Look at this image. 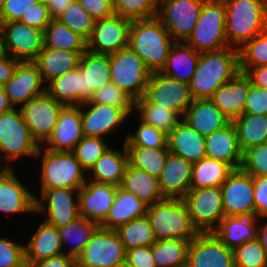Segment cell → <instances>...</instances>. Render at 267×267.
<instances>
[{
    "instance_id": "22",
    "label": "cell",
    "mask_w": 267,
    "mask_h": 267,
    "mask_svg": "<svg viewBox=\"0 0 267 267\" xmlns=\"http://www.w3.org/2000/svg\"><path fill=\"white\" fill-rule=\"evenodd\" d=\"M17 178L12 166L0 169V211L10 214L35 212V195Z\"/></svg>"
},
{
    "instance_id": "43",
    "label": "cell",
    "mask_w": 267,
    "mask_h": 267,
    "mask_svg": "<svg viewBox=\"0 0 267 267\" xmlns=\"http://www.w3.org/2000/svg\"><path fill=\"white\" fill-rule=\"evenodd\" d=\"M43 35L46 47L70 51L87 50V41L56 19L51 20Z\"/></svg>"
},
{
    "instance_id": "25",
    "label": "cell",
    "mask_w": 267,
    "mask_h": 267,
    "mask_svg": "<svg viewBox=\"0 0 267 267\" xmlns=\"http://www.w3.org/2000/svg\"><path fill=\"white\" fill-rule=\"evenodd\" d=\"M193 163L169 153L159 178V188L164 198L183 199L191 189Z\"/></svg>"
},
{
    "instance_id": "38",
    "label": "cell",
    "mask_w": 267,
    "mask_h": 267,
    "mask_svg": "<svg viewBox=\"0 0 267 267\" xmlns=\"http://www.w3.org/2000/svg\"><path fill=\"white\" fill-rule=\"evenodd\" d=\"M232 122L242 153L253 146L267 143V115L243 113Z\"/></svg>"
},
{
    "instance_id": "23",
    "label": "cell",
    "mask_w": 267,
    "mask_h": 267,
    "mask_svg": "<svg viewBox=\"0 0 267 267\" xmlns=\"http://www.w3.org/2000/svg\"><path fill=\"white\" fill-rule=\"evenodd\" d=\"M81 108L82 105L62 108L52 135L44 144L46 149L56 152H72L76 144L84 137Z\"/></svg>"
},
{
    "instance_id": "2",
    "label": "cell",
    "mask_w": 267,
    "mask_h": 267,
    "mask_svg": "<svg viewBox=\"0 0 267 267\" xmlns=\"http://www.w3.org/2000/svg\"><path fill=\"white\" fill-rule=\"evenodd\" d=\"M171 38L157 16L135 20L131 21L128 47L143 60L151 73L160 72L175 41Z\"/></svg>"
},
{
    "instance_id": "9",
    "label": "cell",
    "mask_w": 267,
    "mask_h": 267,
    "mask_svg": "<svg viewBox=\"0 0 267 267\" xmlns=\"http://www.w3.org/2000/svg\"><path fill=\"white\" fill-rule=\"evenodd\" d=\"M183 201L199 233H213L225 216L220 186L190 189Z\"/></svg>"
},
{
    "instance_id": "44",
    "label": "cell",
    "mask_w": 267,
    "mask_h": 267,
    "mask_svg": "<svg viewBox=\"0 0 267 267\" xmlns=\"http://www.w3.org/2000/svg\"><path fill=\"white\" fill-rule=\"evenodd\" d=\"M129 155V163L140 170L148 172L151 176L160 178L166 160L169 155V149L165 148L151 149L142 146H126Z\"/></svg>"
},
{
    "instance_id": "60",
    "label": "cell",
    "mask_w": 267,
    "mask_h": 267,
    "mask_svg": "<svg viewBox=\"0 0 267 267\" xmlns=\"http://www.w3.org/2000/svg\"><path fill=\"white\" fill-rule=\"evenodd\" d=\"M125 260L133 267H156L151 247H135L126 250Z\"/></svg>"
},
{
    "instance_id": "67",
    "label": "cell",
    "mask_w": 267,
    "mask_h": 267,
    "mask_svg": "<svg viewBox=\"0 0 267 267\" xmlns=\"http://www.w3.org/2000/svg\"><path fill=\"white\" fill-rule=\"evenodd\" d=\"M8 55L6 51V46H5V37H4V32L0 31V57H4Z\"/></svg>"
},
{
    "instance_id": "30",
    "label": "cell",
    "mask_w": 267,
    "mask_h": 267,
    "mask_svg": "<svg viewBox=\"0 0 267 267\" xmlns=\"http://www.w3.org/2000/svg\"><path fill=\"white\" fill-rule=\"evenodd\" d=\"M148 204L137 196L117 186L113 205L100 227L116 230L132 220L146 216Z\"/></svg>"
},
{
    "instance_id": "66",
    "label": "cell",
    "mask_w": 267,
    "mask_h": 267,
    "mask_svg": "<svg viewBox=\"0 0 267 267\" xmlns=\"http://www.w3.org/2000/svg\"><path fill=\"white\" fill-rule=\"evenodd\" d=\"M257 238L260 240L261 244L267 250V223L259 226Z\"/></svg>"
},
{
    "instance_id": "24",
    "label": "cell",
    "mask_w": 267,
    "mask_h": 267,
    "mask_svg": "<svg viewBox=\"0 0 267 267\" xmlns=\"http://www.w3.org/2000/svg\"><path fill=\"white\" fill-rule=\"evenodd\" d=\"M250 89V79L239 72L232 80L221 85L210 100L230 121H233L243 114Z\"/></svg>"
},
{
    "instance_id": "29",
    "label": "cell",
    "mask_w": 267,
    "mask_h": 267,
    "mask_svg": "<svg viewBox=\"0 0 267 267\" xmlns=\"http://www.w3.org/2000/svg\"><path fill=\"white\" fill-rule=\"evenodd\" d=\"M84 52L43 46L33 62L38 66L43 82L49 83L68 71L79 67L80 59Z\"/></svg>"
},
{
    "instance_id": "50",
    "label": "cell",
    "mask_w": 267,
    "mask_h": 267,
    "mask_svg": "<svg viewBox=\"0 0 267 267\" xmlns=\"http://www.w3.org/2000/svg\"><path fill=\"white\" fill-rule=\"evenodd\" d=\"M89 102L122 108L128 115L135 107V100L112 82L93 92Z\"/></svg>"
},
{
    "instance_id": "48",
    "label": "cell",
    "mask_w": 267,
    "mask_h": 267,
    "mask_svg": "<svg viewBox=\"0 0 267 267\" xmlns=\"http://www.w3.org/2000/svg\"><path fill=\"white\" fill-rule=\"evenodd\" d=\"M114 13L130 21L158 15L159 0H113Z\"/></svg>"
},
{
    "instance_id": "6",
    "label": "cell",
    "mask_w": 267,
    "mask_h": 267,
    "mask_svg": "<svg viewBox=\"0 0 267 267\" xmlns=\"http://www.w3.org/2000/svg\"><path fill=\"white\" fill-rule=\"evenodd\" d=\"M225 22L224 0H204L192 34L185 42L200 53L230 47L226 39Z\"/></svg>"
},
{
    "instance_id": "59",
    "label": "cell",
    "mask_w": 267,
    "mask_h": 267,
    "mask_svg": "<svg viewBox=\"0 0 267 267\" xmlns=\"http://www.w3.org/2000/svg\"><path fill=\"white\" fill-rule=\"evenodd\" d=\"M254 216L267 217V176L254 177Z\"/></svg>"
},
{
    "instance_id": "26",
    "label": "cell",
    "mask_w": 267,
    "mask_h": 267,
    "mask_svg": "<svg viewBox=\"0 0 267 267\" xmlns=\"http://www.w3.org/2000/svg\"><path fill=\"white\" fill-rule=\"evenodd\" d=\"M205 150L206 157L229 164L234 170L240 169L242 151L232 121L223 128L205 136Z\"/></svg>"
},
{
    "instance_id": "33",
    "label": "cell",
    "mask_w": 267,
    "mask_h": 267,
    "mask_svg": "<svg viewBox=\"0 0 267 267\" xmlns=\"http://www.w3.org/2000/svg\"><path fill=\"white\" fill-rule=\"evenodd\" d=\"M46 92L65 106L85 103L84 72L80 67L68 71L48 83Z\"/></svg>"
},
{
    "instance_id": "27",
    "label": "cell",
    "mask_w": 267,
    "mask_h": 267,
    "mask_svg": "<svg viewBox=\"0 0 267 267\" xmlns=\"http://www.w3.org/2000/svg\"><path fill=\"white\" fill-rule=\"evenodd\" d=\"M167 147L173 155L195 163L206 157L205 136L181 121L167 134Z\"/></svg>"
},
{
    "instance_id": "54",
    "label": "cell",
    "mask_w": 267,
    "mask_h": 267,
    "mask_svg": "<svg viewBox=\"0 0 267 267\" xmlns=\"http://www.w3.org/2000/svg\"><path fill=\"white\" fill-rule=\"evenodd\" d=\"M24 246L0 237V267H25Z\"/></svg>"
},
{
    "instance_id": "62",
    "label": "cell",
    "mask_w": 267,
    "mask_h": 267,
    "mask_svg": "<svg viewBox=\"0 0 267 267\" xmlns=\"http://www.w3.org/2000/svg\"><path fill=\"white\" fill-rule=\"evenodd\" d=\"M75 264V258L65 254H61L55 257L35 262L29 267H74Z\"/></svg>"
},
{
    "instance_id": "21",
    "label": "cell",
    "mask_w": 267,
    "mask_h": 267,
    "mask_svg": "<svg viewBox=\"0 0 267 267\" xmlns=\"http://www.w3.org/2000/svg\"><path fill=\"white\" fill-rule=\"evenodd\" d=\"M83 105L89 106V110L81 109L82 130L86 137L104 138V134L112 133L128 117L122 108L115 106L95 104L89 101Z\"/></svg>"
},
{
    "instance_id": "45",
    "label": "cell",
    "mask_w": 267,
    "mask_h": 267,
    "mask_svg": "<svg viewBox=\"0 0 267 267\" xmlns=\"http://www.w3.org/2000/svg\"><path fill=\"white\" fill-rule=\"evenodd\" d=\"M126 250L151 247L157 240L146 216L132 220L115 230Z\"/></svg>"
},
{
    "instance_id": "19",
    "label": "cell",
    "mask_w": 267,
    "mask_h": 267,
    "mask_svg": "<svg viewBox=\"0 0 267 267\" xmlns=\"http://www.w3.org/2000/svg\"><path fill=\"white\" fill-rule=\"evenodd\" d=\"M117 186L111 183H86L78 190L79 215L99 225L106 219L114 203Z\"/></svg>"
},
{
    "instance_id": "46",
    "label": "cell",
    "mask_w": 267,
    "mask_h": 267,
    "mask_svg": "<svg viewBox=\"0 0 267 267\" xmlns=\"http://www.w3.org/2000/svg\"><path fill=\"white\" fill-rule=\"evenodd\" d=\"M239 51V70L246 73L250 68L267 65V27Z\"/></svg>"
},
{
    "instance_id": "58",
    "label": "cell",
    "mask_w": 267,
    "mask_h": 267,
    "mask_svg": "<svg viewBox=\"0 0 267 267\" xmlns=\"http://www.w3.org/2000/svg\"><path fill=\"white\" fill-rule=\"evenodd\" d=\"M77 1L95 20L104 19L115 14L113 0Z\"/></svg>"
},
{
    "instance_id": "7",
    "label": "cell",
    "mask_w": 267,
    "mask_h": 267,
    "mask_svg": "<svg viewBox=\"0 0 267 267\" xmlns=\"http://www.w3.org/2000/svg\"><path fill=\"white\" fill-rule=\"evenodd\" d=\"M111 82L135 101L144 96L151 71L129 47L109 54Z\"/></svg>"
},
{
    "instance_id": "16",
    "label": "cell",
    "mask_w": 267,
    "mask_h": 267,
    "mask_svg": "<svg viewBox=\"0 0 267 267\" xmlns=\"http://www.w3.org/2000/svg\"><path fill=\"white\" fill-rule=\"evenodd\" d=\"M130 25V20L116 14L96 20L87 50L109 55L128 47Z\"/></svg>"
},
{
    "instance_id": "71",
    "label": "cell",
    "mask_w": 267,
    "mask_h": 267,
    "mask_svg": "<svg viewBox=\"0 0 267 267\" xmlns=\"http://www.w3.org/2000/svg\"><path fill=\"white\" fill-rule=\"evenodd\" d=\"M74 267H81V266H79L77 263L74 265Z\"/></svg>"
},
{
    "instance_id": "5",
    "label": "cell",
    "mask_w": 267,
    "mask_h": 267,
    "mask_svg": "<svg viewBox=\"0 0 267 267\" xmlns=\"http://www.w3.org/2000/svg\"><path fill=\"white\" fill-rule=\"evenodd\" d=\"M44 152V153H43ZM42 156L41 194L54 188L80 189L87 181L86 170L75 158L72 152H56L49 149L36 152V157Z\"/></svg>"
},
{
    "instance_id": "20",
    "label": "cell",
    "mask_w": 267,
    "mask_h": 267,
    "mask_svg": "<svg viewBox=\"0 0 267 267\" xmlns=\"http://www.w3.org/2000/svg\"><path fill=\"white\" fill-rule=\"evenodd\" d=\"M43 83L38 66L33 61L19 62L11 80L2 88L15 108L17 104H26L31 98L45 93Z\"/></svg>"
},
{
    "instance_id": "8",
    "label": "cell",
    "mask_w": 267,
    "mask_h": 267,
    "mask_svg": "<svg viewBox=\"0 0 267 267\" xmlns=\"http://www.w3.org/2000/svg\"><path fill=\"white\" fill-rule=\"evenodd\" d=\"M39 146L33 140L19 109L0 113V152L3 159L16 161L21 156H36Z\"/></svg>"
},
{
    "instance_id": "69",
    "label": "cell",
    "mask_w": 267,
    "mask_h": 267,
    "mask_svg": "<svg viewBox=\"0 0 267 267\" xmlns=\"http://www.w3.org/2000/svg\"><path fill=\"white\" fill-rule=\"evenodd\" d=\"M0 31H3V20L0 12Z\"/></svg>"
},
{
    "instance_id": "61",
    "label": "cell",
    "mask_w": 267,
    "mask_h": 267,
    "mask_svg": "<svg viewBox=\"0 0 267 267\" xmlns=\"http://www.w3.org/2000/svg\"><path fill=\"white\" fill-rule=\"evenodd\" d=\"M19 62V60L14 59L9 55L0 57V87H3L11 80L14 70Z\"/></svg>"
},
{
    "instance_id": "36",
    "label": "cell",
    "mask_w": 267,
    "mask_h": 267,
    "mask_svg": "<svg viewBox=\"0 0 267 267\" xmlns=\"http://www.w3.org/2000/svg\"><path fill=\"white\" fill-rule=\"evenodd\" d=\"M129 164V155L124 143L123 152L108 148L106 152L95 162L88 172H93L90 180L98 183H111L120 186L123 175Z\"/></svg>"
},
{
    "instance_id": "56",
    "label": "cell",
    "mask_w": 267,
    "mask_h": 267,
    "mask_svg": "<svg viewBox=\"0 0 267 267\" xmlns=\"http://www.w3.org/2000/svg\"><path fill=\"white\" fill-rule=\"evenodd\" d=\"M243 113L267 115V89L251 83Z\"/></svg>"
},
{
    "instance_id": "37",
    "label": "cell",
    "mask_w": 267,
    "mask_h": 267,
    "mask_svg": "<svg viewBox=\"0 0 267 267\" xmlns=\"http://www.w3.org/2000/svg\"><path fill=\"white\" fill-rule=\"evenodd\" d=\"M120 187L148 205L165 199L159 188V179L144 170L133 167L130 163L123 175Z\"/></svg>"
},
{
    "instance_id": "55",
    "label": "cell",
    "mask_w": 267,
    "mask_h": 267,
    "mask_svg": "<svg viewBox=\"0 0 267 267\" xmlns=\"http://www.w3.org/2000/svg\"><path fill=\"white\" fill-rule=\"evenodd\" d=\"M51 17L49 16L48 9L44 4L43 0L38 1L33 4V7L29 9L26 14L23 13L20 22L25 23L28 26L43 30L51 22Z\"/></svg>"
},
{
    "instance_id": "11",
    "label": "cell",
    "mask_w": 267,
    "mask_h": 267,
    "mask_svg": "<svg viewBox=\"0 0 267 267\" xmlns=\"http://www.w3.org/2000/svg\"><path fill=\"white\" fill-rule=\"evenodd\" d=\"M125 255L117 232L99 226L76 263L81 267H115L125 260Z\"/></svg>"
},
{
    "instance_id": "68",
    "label": "cell",
    "mask_w": 267,
    "mask_h": 267,
    "mask_svg": "<svg viewBox=\"0 0 267 267\" xmlns=\"http://www.w3.org/2000/svg\"><path fill=\"white\" fill-rule=\"evenodd\" d=\"M115 267H133L132 265H130L126 260H124L123 262L119 263L117 266Z\"/></svg>"
},
{
    "instance_id": "70",
    "label": "cell",
    "mask_w": 267,
    "mask_h": 267,
    "mask_svg": "<svg viewBox=\"0 0 267 267\" xmlns=\"http://www.w3.org/2000/svg\"><path fill=\"white\" fill-rule=\"evenodd\" d=\"M5 1L6 0H0V10H1V8H2V6H3V4H4Z\"/></svg>"
},
{
    "instance_id": "13",
    "label": "cell",
    "mask_w": 267,
    "mask_h": 267,
    "mask_svg": "<svg viewBox=\"0 0 267 267\" xmlns=\"http://www.w3.org/2000/svg\"><path fill=\"white\" fill-rule=\"evenodd\" d=\"M144 96L151 103L175 111L182 117L193 101L188 83L160 72L151 73Z\"/></svg>"
},
{
    "instance_id": "51",
    "label": "cell",
    "mask_w": 267,
    "mask_h": 267,
    "mask_svg": "<svg viewBox=\"0 0 267 267\" xmlns=\"http://www.w3.org/2000/svg\"><path fill=\"white\" fill-rule=\"evenodd\" d=\"M108 148L109 146L104 142V138L84 136L76 144L72 153L82 167L89 171Z\"/></svg>"
},
{
    "instance_id": "12",
    "label": "cell",
    "mask_w": 267,
    "mask_h": 267,
    "mask_svg": "<svg viewBox=\"0 0 267 267\" xmlns=\"http://www.w3.org/2000/svg\"><path fill=\"white\" fill-rule=\"evenodd\" d=\"M204 0H159L157 17L175 41L185 42L199 18Z\"/></svg>"
},
{
    "instance_id": "32",
    "label": "cell",
    "mask_w": 267,
    "mask_h": 267,
    "mask_svg": "<svg viewBox=\"0 0 267 267\" xmlns=\"http://www.w3.org/2000/svg\"><path fill=\"white\" fill-rule=\"evenodd\" d=\"M256 216H224L217 229L213 232L228 248L255 240L258 236L260 224H256Z\"/></svg>"
},
{
    "instance_id": "49",
    "label": "cell",
    "mask_w": 267,
    "mask_h": 267,
    "mask_svg": "<svg viewBox=\"0 0 267 267\" xmlns=\"http://www.w3.org/2000/svg\"><path fill=\"white\" fill-rule=\"evenodd\" d=\"M233 255L235 267H267V250L258 238L235 247Z\"/></svg>"
},
{
    "instance_id": "18",
    "label": "cell",
    "mask_w": 267,
    "mask_h": 267,
    "mask_svg": "<svg viewBox=\"0 0 267 267\" xmlns=\"http://www.w3.org/2000/svg\"><path fill=\"white\" fill-rule=\"evenodd\" d=\"M188 267H235L233 249L223 244L214 233H199L190 241Z\"/></svg>"
},
{
    "instance_id": "4",
    "label": "cell",
    "mask_w": 267,
    "mask_h": 267,
    "mask_svg": "<svg viewBox=\"0 0 267 267\" xmlns=\"http://www.w3.org/2000/svg\"><path fill=\"white\" fill-rule=\"evenodd\" d=\"M146 217L157 241L174 238L192 240L199 234L183 199L165 198L149 205Z\"/></svg>"
},
{
    "instance_id": "3",
    "label": "cell",
    "mask_w": 267,
    "mask_h": 267,
    "mask_svg": "<svg viewBox=\"0 0 267 267\" xmlns=\"http://www.w3.org/2000/svg\"><path fill=\"white\" fill-rule=\"evenodd\" d=\"M224 3L230 47L240 49L267 27V0H224Z\"/></svg>"
},
{
    "instance_id": "64",
    "label": "cell",
    "mask_w": 267,
    "mask_h": 267,
    "mask_svg": "<svg viewBox=\"0 0 267 267\" xmlns=\"http://www.w3.org/2000/svg\"><path fill=\"white\" fill-rule=\"evenodd\" d=\"M51 19H57L75 0H43Z\"/></svg>"
},
{
    "instance_id": "52",
    "label": "cell",
    "mask_w": 267,
    "mask_h": 267,
    "mask_svg": "<svg viewBox=\"0 0 267 267\" xmlns=\"http://www.w3.org/2000/svg\"><path fill=\"white\" fill-rule=\"evenodd\" d=\"M124 143L126 146H142L151 149L165 148L167 146V134L140 121L135 134H127Z\"/></svg>"
},
{
    "instance_id": "1",
    "label": "cell",
    "mask_w": 267,
    "mask_h": 267,
    "mask_svg": "<svg viewBox=\"0 0 267 267\" xmlns=\"http://www.w3.org/2000/svg\"><path fill=\"white\" fill-rule=\"evenodd\" d=\"M239 72V51L236 48L200 53L189 83L192 99H210L221 85L232 80Z\"/></svg>"
},
{
    "instance_id": "34",
    "label": "cell",
    "mask_w": 267,
    "mask_h": 267,
    "mask_svg": "<svg viewBox=\"0 0 267 267\" xmlns=\"http://www.w3.org/2000/svg\"><path fill=\"white\" fill-rule=\"evenodd\" d=\"M200 52L186 42L175 41L160 73L170 78L190 83L195 73Z\"/></svg>"
},
{
    "instance_id": "31",
    "label": "cell",
    "mask_w": 267,
    "mask_h": 267,
    "mask_svg": "<svg viewBox=\"0 0 267 267\" xmlns=\"http://www.w3.org/2000/svg\"><path fill=\"white\" fill-rule=\"evenodd\" d=\"M25 263L30 266L35 262L63 254L58 228L43 221L24 246Z\"/></svg>"
},
{
    "instance_id": "53",
    "label": "cell",
    "mask_w": 267,
    "mask_h": 267,
    "mask_svg": "<svg viewBox=\"0 0 267 267\" xmlns=\"http://www.w3.org/2000/svg\"><path fill=\"white\" fill-rule=\"evenodd\" d=\"M240 169L252 177L267 176V143L246 149Z\"/></svg>"
},
{
    "instance_id": "47",
    "label": "cell",
    "mask_w": 267,
    "mask_h": 267,
    "mask_svg": "<svg viewBox=\"0 0 267 267\" xmlns=\"http://www.w3.org/2000/svg\"><path fill=\"white\" fill-rule=\"evenodd\" d=\"M56 20L66 25L86 41L91 37L95 19L75 0Z\"/></svg>"
},
{
    "instance_id": "40",
    "label": "cell",
    "mask_w": 267,
    "mask_h": 267,
    "mask_svg": "<svg viewBox=\"0 0 267 267\" xmlns=\"http://www.w3.org/2000/svg\"><path fill=\"white\" fill-rule=\"evenodd\" d=\"M99 226L98 223L80 216L70 224L59 227L58 232L62 247L67 242L74 244L68 253L63 252V254L77 259Z\"/></svg>"
},
{
    "instance_id": "42",
    "label": "cell",
    "mask_w": 267,
    "mask_h": 267,
    "mask_svg": "<svg viewBox=\"0 0 267 267\" xmlns=\"http://www.w3.org/2000/svg\"><path fill=\"white\" fill-rule=\"evenodd\" d=\"M190 241L178 238L156 241L151 246L156 267H186Z\"/></svg>"
},
{
    "instance_id": "65",
    "label": "cell",
    "mask_w": 267,
    "mask_h": 267,
    "mask_svg": "<svg viewBox=\"0 0 267 267\" xmlns=\"http://www.w3.org/2000/svg\"><path fill=\"white\" fill-rule=\"evenodd\" d=\"M14 107L9 101L7 94L4 89L0 87V113H4L12 110Z\"/></svg>"
},
{
    "instance_id": "17",
    "label": "cell",
    "mask_w": 267,
    "mask_h": 267,
    "mask_svg": "<svg viewBox=\"0 0 267 267\" xmlns=\"http://www.w3.org/2000/svg\"><path fill=\"white\" fill-rule=\"evenodd\" d=\"M6 51L20 62L34 61L44 46L43 30L23 22H3Z\"/></svg>"
},
{
    "instance_id": "15",
    "label": "cell",
    "mask_w": 267,
    "mask_h": 267,
    "mask_svg": "<svg viewBox=\"0 0 267 267\" xmlns=\"http://www.w3.org/2000/svg\"><path fill=\"white\" fill-rule=\"evenodd\" d=\"M220 187L225 216H254V177L235 169Z\"/></svg>"
},
{
    "instance_id": "41",
    "label": "cell",
    "mask_w": 267,
    "mask_h": 267,
    "mask_svg": "<svg viewBox=\"0 0 267 267\" xmlns=\"http://www.w3.org/2000/svg\"><path fill=\"white\" fill-rule=\"evenodd\" d=\"M139 120L168 134L181 121L182 116L168 108L151 103L145 96L135 101Z\"/></svg>"
},
{
    "instance_id": "39",
    "label": "cell",
    "mask_w": 267,
    "mask_h": 267,
    "mask_svg": "<svg viewBox=\"0 0 267 267\" xmlns=\"http://www.w3.org/2000/svg\"><path fill=\"white\" fill-rule=\"evenodd\" d=\"M233 171L229 164L204 157L193 163L191 189L221 186Z\"/></svg>"
},
{
    "instance_id": "28",
    "label": "cell",
    "mask_w": 267,
    "mask_h": 267,
    "mask_svg": "<svg viewBox=\"0 0 267 267\" xmlns=\"http://www.w3.org/2000/svg\"><path fill=\"white\" fill-rule=\"evenodd\" d=\"M182 120L203 136L210 135L231 122L210 99L193 100Z\"/></svg>"
},
{
    "instance_id": "63",
    "label": "cell",
    "mask_w": 267,
    "mask_h": 267,
    "mask_svg": "<svg viewBox=\"0 0 267 267\" xmlns=\"http://www.w3.org/2000/svg\"><path fill=\"white\" fill-rule=\"evenodd\" d=\"M245 75L253 85L267 89V65L250 68Z\"/></svg>"
},
{
    "instance_id": "35",
    "label": "cell",
    "mask_w": 267,
    "mask_h": 267,
    "mask_svg": "<svg viewBox=\"0 0 267 267\" xmlns=\"http://www.w3.org/2000/svg\"><path fill=\"white\" fill-rule=\"evenodd\" d=\"M79 67L84 72L85 102L89 101L93 92L111 83L108 54L86 50L81 56Z\"/></svg>"
},
{
    "instance_id": "14",
    "label": "cell",
    "mask_w": 267,
    "mask_h": 267,
    "mask_svg": "<svg viewBox=\"0 0 267 267\" xmlns=\"http://www.w3.org/2000/svg\"><path fill=\"white\" fill-rule=\"evenodd\" d=\"M78 190L70 188L45 190L41 194V199L35 198V212L47 213L48 217L44 221L57 228L70 224L80 217ZM76 193L77 195H74ZM45 203L48 205H45Z\"/></svg>"
},
{
    "instance_id": "57",
    "label": "cell",
    "mask_w": 267,
    "mask_h": 267,
    "mask_svg": "<svg viewBox=\"0 0 267 267\" xmlns=\"http://www.w3.org/2000/svg\"><path fill=\"white\" fill-rule=\"evenodd\" d=\"M40 0H6L0 10L3 22L20 20Z\"/></svg>"
},
{
    "instance_id": "10",
    "label": "cell",
    "mask_w": 267,
    "mask_h": 267,
    "mask_svg": "<svg viewBox=\"0 0 267 267\" xmlns=\"http://www.w3.org/2000/svg\"><path fill=\"white\" fill-rule=\"evenodd\" d=\"M65 105L52 98L47 92L31 98L20 107L31 137L40 147L46 143L57 124L58 115Z\"/></svg>"
}]
</instances>
